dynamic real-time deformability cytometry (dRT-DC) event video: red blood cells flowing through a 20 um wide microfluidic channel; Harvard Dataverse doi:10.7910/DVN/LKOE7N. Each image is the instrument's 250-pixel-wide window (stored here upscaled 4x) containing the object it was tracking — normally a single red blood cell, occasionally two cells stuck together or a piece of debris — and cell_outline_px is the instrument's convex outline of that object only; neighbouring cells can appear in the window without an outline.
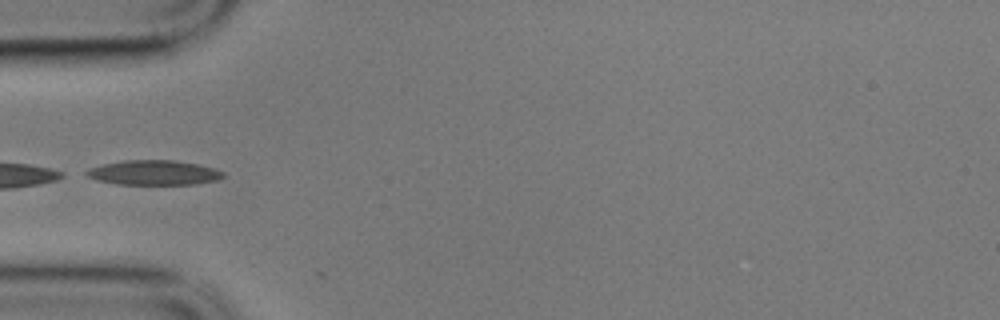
{"species": "common noctule bat (a hibernating species)", "species_latin": "Nyctalus noctula", "temperature_condition": "cold", "stored_images_in_passage": 26, "camera_frame_rate_fps": 3000, "um_per_image_px": 0.085, "animal": {"sex": "male", "body_mass_g": 17.9}, "frame": {"image": 1, "passage_image": 1, "time_ms": 0.0, "image_size_px": [1000, 320], "cell_outline_px": [[224, 176], [216, 180], [196, 184], [116, 184], [96, 180], [80, 172], [88, 168], [104, 164], [124, 160], [172, 160], [196, 164], [212, 168], [224, 172]], "centroid_in_image_um": [13.0, 14.68], "position_along_channel_um": 72.0, "area_um2": 19.65}}